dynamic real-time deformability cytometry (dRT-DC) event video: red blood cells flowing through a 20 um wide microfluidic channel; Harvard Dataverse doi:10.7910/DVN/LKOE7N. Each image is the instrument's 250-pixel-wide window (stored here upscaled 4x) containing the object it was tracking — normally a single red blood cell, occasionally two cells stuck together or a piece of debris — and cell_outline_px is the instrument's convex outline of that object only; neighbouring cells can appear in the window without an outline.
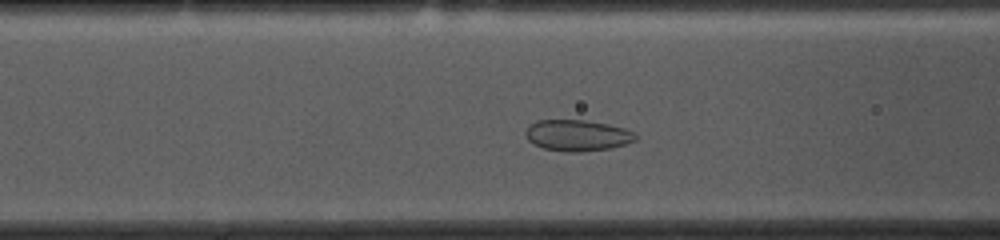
{"species": "common noctule bat (a hibernating species)", "species_latin": "Nyctalus noctula", "temperature_condition": "cold", "stored_images_in_passage": 40, "camera_frame_rate_fps": 3000, "um_per_image_px": 0.085, "animal": {"sex": "female", "body_mass_g": 10.0, "forearm_length_mm": 53.1}, "frame": {"image": 1, "passage_image": 15, "time_ms": 4.667, "image_size_px": [1000, 240], "cell_outline_px": [[636, 140], [612, 148], [580, 152], [564, 152], [544, 148], [528, 140], [524, 132], [536, 120], [584, 120], [608, 124], [624, 128], [636, 132]], "centroid_in_image_um": [49.1, 11.51], "position_along_channel_um": 117.5, "area_um2": 19.94}}
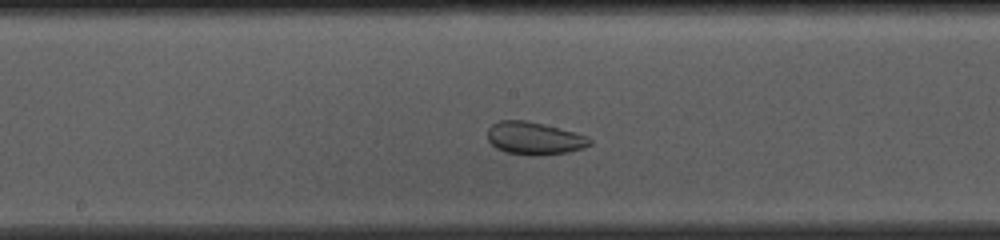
{"frame": {"image": 2, "passage_image": 22, "time_ms": 7.0, "image_size_px": [1000, 240], "cell_outline_px": [[592, 144], [584, 148], [568, 152], [540, 156], [508, 152], [496, 148], [488, 140], [488, 128], [492, 124], [500, 120], [524, 120], [544, 124], [588, 136], [592, 140]], "centroid_in_image_um": [45.44, 11.75], "position_along_channel_um": 202.8, "area_um2": 19.42}}
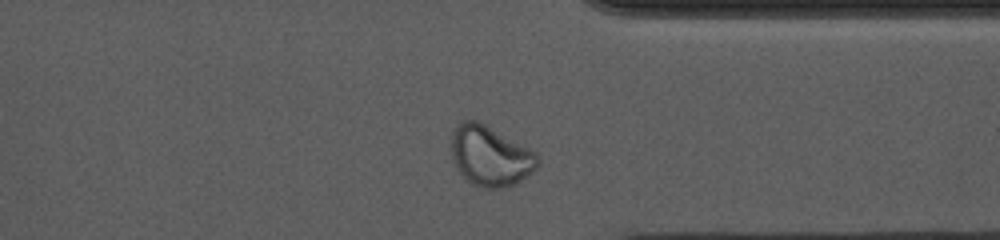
{"frame": {"image": 3, "passage_image": 36, "time_ms": 11.667, "image_size_px": [1000, 240], "cell_outline_px": [[540, 160], [536, 168], [528, 176], [508, 188], [484, 188], [472, 184], [456, 168], [452, 160], [452, 132], [456, 124], [464, 120], [480, 120], [536, 152]], "centroid_in_image_um": [41.68, 13.24], "position_along_channel_um": 369.7, "area_um2": 30.63}, "authors_computed_cell_mechanics": {"area_um2": 21.4149, "velocity_mm_per_s": 3.6502, "shape_relaxation_time_tau1_ms": null, "shape_relaxation_time_tau2_ms": 1.2548, "deformation_change_tau1": null, "deformation_change_tau2": 0.065}}